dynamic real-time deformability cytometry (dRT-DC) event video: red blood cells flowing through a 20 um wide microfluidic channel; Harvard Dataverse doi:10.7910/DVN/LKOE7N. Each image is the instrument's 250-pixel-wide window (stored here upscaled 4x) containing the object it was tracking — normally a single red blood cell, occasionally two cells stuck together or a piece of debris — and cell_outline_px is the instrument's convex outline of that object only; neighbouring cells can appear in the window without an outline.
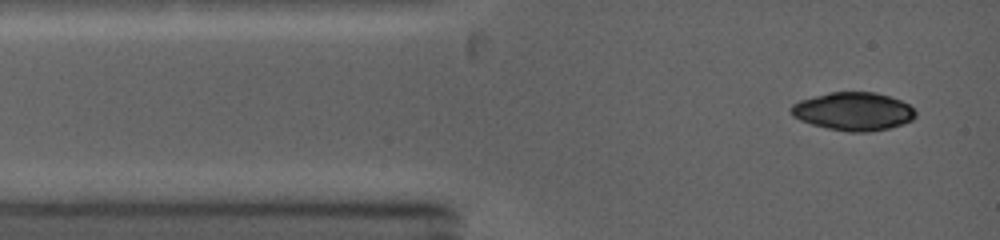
{"species": "common noctule bat (a hibernating species)", "species_latin": "Nyctalus noctula", "temperature_condition": "warm", "stored_images_in_passage": 3, "camera_frame_rate_fps": 5000, "um_per_image_px": 0.085, "animal": {"sex": "female", "body_mass_g": 19.0, "forearm_length_mm": 53.3}, "frame": {"image": 1, "passage_image": 1, "time_ms": 0.0, "image_size_px": [1000, 240], "cell_outline_px": [[916, 116], [912, 120], [904, 124], [888, 128], [868, 132], [848, 132], [828, 128], [812, 124], [800, 120], [792, 116], [788, 108], [792, 104], [800, 100], [828, 92], [876, 92], [900, 100], [908, 104], [916, 112]], "centroid_in_image_um": [72.51, 9.47], "position_along_channel_um": 12.5, "area_um2": 27.8}}